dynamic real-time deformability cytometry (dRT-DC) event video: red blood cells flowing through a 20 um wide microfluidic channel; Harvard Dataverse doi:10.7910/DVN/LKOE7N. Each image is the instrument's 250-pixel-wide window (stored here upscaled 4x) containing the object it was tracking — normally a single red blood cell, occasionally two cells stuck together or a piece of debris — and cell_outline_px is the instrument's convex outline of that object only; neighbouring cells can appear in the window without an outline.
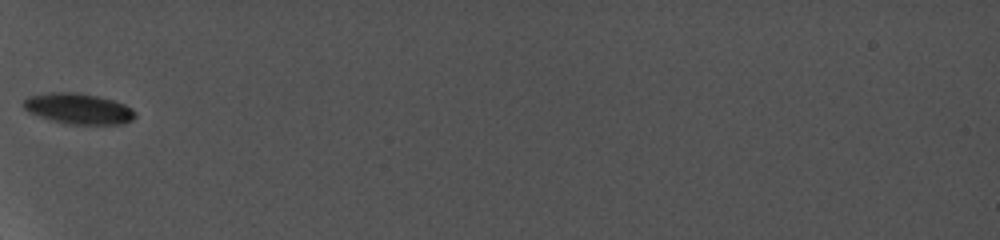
{"species": "common noctule bat (a hibernating species)", "species_latin": "Nyctalus noctula", "temperature_condition": "cold", "stored_images_in_passage": 4, "camera_frame_rate_fps": 5000, "um_per_image_px": 0.085, "animal": {"sex": "female", "body_mass_g": 19.0, "forearm_length_mm": 56.7}, "frame": {"image": 1, "passage_image": 1, "time_ms": 0.0, "image_size_px": [1000, 240], "cell_outline_px": [[136, 116], [132, 120], [124, 124], [72, 124], [52, 120], [28, 112], [24, 108], [24, 100], [28, 96], [48, 92], [76, 92], [100, 96], [124, 104], [132, 108], [136, 112]], "centroid_in_image_um": [6.69, 9.23], "position_along_channel_um": 78.3, "area_um2": 20.0}}